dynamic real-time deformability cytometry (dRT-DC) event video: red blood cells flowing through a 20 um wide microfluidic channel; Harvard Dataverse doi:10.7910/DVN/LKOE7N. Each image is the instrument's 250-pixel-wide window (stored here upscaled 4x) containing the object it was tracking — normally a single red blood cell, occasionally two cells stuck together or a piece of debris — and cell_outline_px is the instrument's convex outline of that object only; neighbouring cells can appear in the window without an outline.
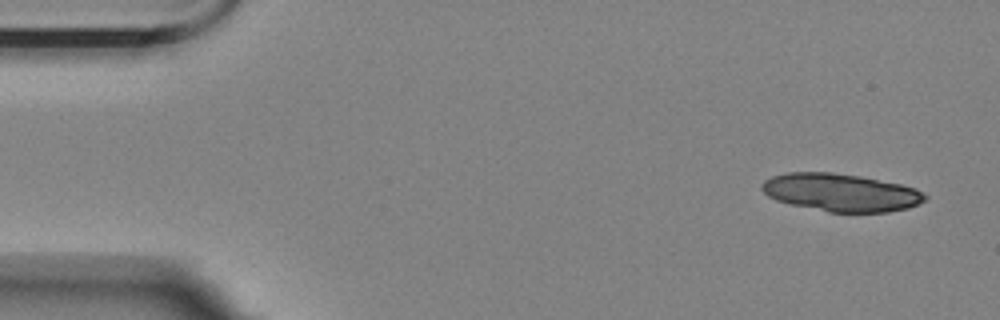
{"species": "Egyptian fruit bat (a non-hibernating species)", "species_latin": "Rousettus aegyptiacus", "temperature_condition": "room temperature", "stored_images_in_passage": 6, "camera_frame_rate_fps": 3000, "um_per_image_px": 0.085, "animal": {"sex": "female"}, "frame": {"image": 1, "passage_image": 1, "time_ms": 0.0, "image_size_px": [1000, 320], "cell_outline_px": [[928, 196], [924, 200], [908, 208], [888, 212], [828, 212], [792, 204], [776, 200], [768, 196], [760, 188], [760, 184], [764, 180], [772, 176], [788, 172], [832, 172], [860, 176], [900, 184], [916, 188]], "centroid_in_image_um": [71.45, 16.35], "position_along_channel_um": 13.6, "area_um2": 35.84}}